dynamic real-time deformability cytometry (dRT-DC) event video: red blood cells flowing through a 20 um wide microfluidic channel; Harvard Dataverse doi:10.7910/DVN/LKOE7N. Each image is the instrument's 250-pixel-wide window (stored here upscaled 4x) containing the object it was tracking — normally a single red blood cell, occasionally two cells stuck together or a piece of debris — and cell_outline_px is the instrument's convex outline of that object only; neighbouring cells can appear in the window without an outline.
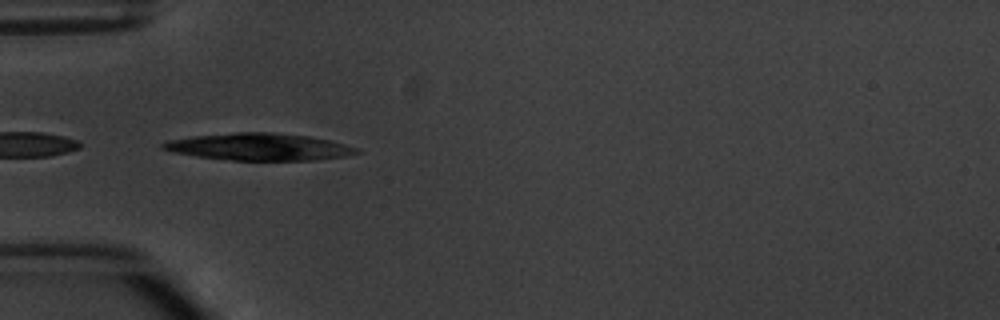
{"species": "common noctule bat (a hibernating species)", "species_latin": "Nyctalus noctula", "temperature_condition": "warm", "stored_images_in_passage": 7, "camera_frame_rate_fps": 3000, "um_per_image_px": 0.085, "animal": {"sex": "male", "body_mass_g": 20.1, "forearm_length_mm": 53.5}, "frame": {"image": 1, "passage_image": 5, "time_ms": 4.667, "image_size_px": [1000, 320], "cell_outline_px": [[360, 152], [344, 156], [316, 160], [232, 160], [196, 156], [172, 152], [160, 148], [160, 144], [164, 140], [192, 136], [236, 132], [272, 132], [308, 136], [328, 140], [360, 148]], "centroid_in_image_um": [21.96, 12.47], "position_along_channel_um": 63.0, "area_um2": 30.63}}